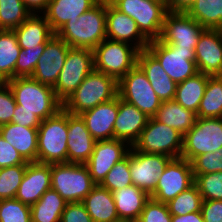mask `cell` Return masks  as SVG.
Masks as SVG:
<instances>
[{"label": "cell", "instance_id": "1", "mask_svg": "<svg viewBox=\"0 0 222 222\" xmlns=\"http://www.w3.org/2000/svg\"><path fill=\"white\" fill-rule=\"evenodd\" d=\"M107 3L98 2L78 19L68 21L55 34L71 48L94 50L106 35Z\"/></svg>", "mask_w": 222, "mask_h": 222}, {"label": "cell", "instance_id": "2", "mask_svg": "<svg viewBox=\"0 0 222 222\" xmlns=\"http://www.w3.org/2000/svg\"><path fill=\"white\" fill-rule=\"evenodd\" d=\"M6 83L14 94L18 110L32 112L43 121L62 109L53 87L39 83L31 76L15 77Z\"/></svg>", "mask_w": 222, "mask_h": 222}, {"label": "cell", "instance_id": "3", "mask_svg": "<svg viewBox=\"0 0 222 222\" xmlns=\"http://www.w3.org/2000/svg\"><path fill=\"white\" fill-rule=\"evenodd\" d=\"M117 96L118 81L112 76L93 70L62 104V108L72 115H80Z\"/></svg>", "mask_w": 222, "mask_h": 222}, {"label": "cell", "instance_id": "4", "mask_svg": "<svg viewBox=\"0 0 222 222\" xmlns=\"http://www.w3.org/2000/svg\"><path fill=\"white\" fill-rule=\"evenodd\" d=\"M68 112L63 108L38 127V162L67 163Z\"/></svg>", "mask_w": 222, "mask_h": 222}, {"label": "cell", "instance_id": "5", "mask_svg": "<svg viewBox=\"0 0 222 222\" xmlns=\"http://www.w3.org/2000/svg\"><path fill=\"white\" fill-rule=\"evenodd\" d=\"M95 185L85 164H51V188L67 203L82 202Z\"/></svg>", "mask_w": 222, "mask_h": 222}, {"label": "cell", "instance_id": "6", "mask_svg": "<svg viewBox=\"0 0 222 222\" xmlns=\"http://www.w3.org/2000/svg\"><path fill=\"white\" fill-rule=\"evenodd\" d=\"M130 44V45H129ZM103 40L94 50V70L119 81L137 65L139 50L132 43Z\"/></svg>", "mask_w": 222, "mask_h": 222}, {"label": "cell", "instance_id": "7", "mask_svg": "<svg viewBox=\"0 0 222 222\" xmlns=\"http://www.w3.org/2000/svg\"><path fill=\"white\" fill-rule=\"evenodd\" d=\"M111 4L131 17L149 41L160 38L168 12L164 0H114Z\"/></svg>", "mask_w": 222, "mask_h": 222}, {"label": "cell", "instance_id": "8", "mask_svg": "<svg viewBox=\"0 0 222 222\" xmlns=\"http://www.w3.org/2000/svg\"><path fill=\"white\" fill-rule=\"evenodd\" d=\"M183 138L178 130L149 118L138 140L133 144L136 151L148 154H163L171 158L181 157Z\"/></svg>", "mask_w": 222, "mask_h": 222}, {"label": "cell", "instance_id": "9", "mask_svg": "<svg viewBox=\"0 0 222 222\" xmlns=\"http://www.w3.org/2000/svg\"><path fill=\"white\" fill-rule=\"evenodd\" d=\"M118 96L136 106L148 118L155 116L161 104L146 74L138 65L118 81Z\"/></svg>", "mask_w": 222, "mask_h": 222}, {"label": "cell", "instance_id": "10", "mask_svg": "<svg viewBox=\"0 0 222 222\" xmlns=\"http://www.w3.org/2000/svg\"><path fill=\"white\" fill-rule=\"evenodd\" d=\"M94 70V53L90 49L70 48L53 87L57 99L63 104Z\"/></svg>", "mask_w": 222, "mask_h": 222}, {"label": "cell", "instance_id": "11", "mask_svg": "<svg viewBox=\"0 0 222 222\" xmlns=\"http://www.w3.org/2000/svg\"><path fill=\"white\" fill-rule=\"evenodd\" d=\"M222 147V118H198L184 135L181 157L192 161L195 157L216 152Z\"/></svg>", "mask_w": 222, "mask_h": 222}, {"label": "cell", "instance_id": "12", "mask_svg": "<svg viewBox=\"0 0 222 222\" xmlns=\"http://www.w3.org/2000/svg\"><path fill=\"white\" fill-rule=\"evenodd\" d=\"M205 30L184 11H168L159 40L176 50L195 51L201 33Z\"/></svg>", "mask_w": 222, "mask_h": 222}, {"label": "cell", "instance_id": "13", "mask_svg": "<svg viewBox=\"0 0 222 222\" xmlns=\"http://www.w3.org/2000/svg\"><path fill=\"white\" fill-rule=\"evenodd\" d=\"M146 49L158 60L166 74L176 83L198 73L195 51L176 50L171 44L152 40Z\"/></svg>", "mask_w": 222, "mask_h": 222}, {"label": "cell", "instance_id": "14", "mask_svg": "<svg viewBox=\"0 0 222 222\" xmlns=\"http://www.w3.org/2000/svg\"><path fill=\"white\" fill-rule=\"evenodd\" d=\"M194 183L191 162L182 157L172 158L157 180L150 197L166 204Z\"/></svg>", "mask_w": 222, "mask_h": 222}, {"label": "cell", "instance_id": "15", "mask_svg": "<svg viewBox=\"0 0 222 222\" xmlns=\"http://www.w3.org/2000/svg\"><path fill=\"white\" fill-rule=\"evenodd\" d=\"M172 158L163 154H148L129 151V168L133 185L145 191L149 196L154 192L157 180Z\"/></svg>", "mask_w": 222, "mask_h": 222}, {"label": "cell", "instance_id": "16", "mask_svg": "<svg viewBox=\"0 0 222 222\" xmlns=\"http://www.w3.org/2000/svg\"><path fill=\"white\" fill-rule=\"evenodd\" d=\"M125 143L118 139L96 141L93 153L85 163L95 184L100 185L114 165L129 153L131 146Z\"/></svg>", "mask_w": 222, "mask_h": 222}, {"label": "cell", "instance_id": "17", "mask_svg": "<svg viewBox=\"0 0 222 222\" xmlns=\"http://www.w3.org/2000/svg\"><path fill=\"white\" fill-rule=\"evenodd\" d=\"M70 48L55 34L46 43L44 52L37 61V66L31 77L39 83L54 87Z\"/></svg>", "mask_w": 222, "mask_h": 222}, {"label": "cell", "instance_id": "18", "mask_svg": "<svg viewBox=\"0 0 222 222\" xmlns=\"http://www.w3.org/2000/svg\"><path fill=\"white\" fill-rule=\"evenodd\" d=\"M198 72L210 76L222 75V30L205 29L195 47Z\"/></svg>", "mask_w": 222, "mask_h": 222}, {"label": "cell", "instance_id": "19", "mask_svg": "<svg viewBox=\"0 0 222 222\" xmlns=\"http://www.w3.org/2000/svg\"><path fill=\"white\" fill-rule=\"evenodd\" d=\"M106 35L107 39L125 43L135 40L136 42L132 45L139 51L146 49L150 43L139 30L137 23L131 17L116 9L111 3H107Z\"/></svg>", "mask_w": 222, "mask_h": 222}, {"label": "cell", "instance_id": "20", "mask_svg": "<svg viewBox=\"0 0 222 222\" xmlns=\"http://www.w3.org/2000/svg\"><path fill=\"white\" fill-rule=\"evenodd\" d=\"M51 188V164L28 162L16 199L32 206Z\"/></svg>", "mask_w": 222, "mask_h": 222}, {"label": "cell", "instance_id": "21", "mask_svg": "<svg viewBox=\"0 0 222 222\" xmlns=\"http://www.w3.org/2000/svg\"><path fill=\"white\" fill-rule=\"evenodd\" d=\"M119 109V96L80 114L87 130L98 140L114 139V124Z\"/></svg>", "mask_w": 222, "mask_h": 222}, {"label": "cell", "instance_id": "22", "mask_svg": "<svg viewBox=\"0 0 222 222\" xmlns=\"http://www.w3.org/2000/svg\"><path fill=\"white\" fill-rule=\"evenodd\" d=\"M95 143L81 116L68 112L67 162L85 164L93 153Z\"/></svg>", "mask_w": 222, "mask_h": 222}, {"label": "cell", "instance_id": "23", "mask_svg": "<svg viewBox=\"0 0 222 222\" xmlns=\"http://www.w3.org/2000/svg\"><path fill=\"white\" fill-rule=\"evenodd\" d=\"M148 119L136 106L119 97V109L114 124V139L123 140L133 146L146 127Z\"/></svg>", "mask_w": 222, "mask_h": 222}, {"label": "cell", "instance_id": "24", "mask_svg": "<svg viewBox=\"0 0 222 222\" xmlns=\"http://www.w3.org/2000/svg\"><path fill=\"white\" fill-rule=\"evenodd\" d=\"M137 65L146 74L161 102L174 99L177 84L166 74L158 60L147 49L139 51Z\"/></svg>", "mask_w": 222, "mask_h": 222}, {"label": "cell", "instance_id": "25", "mask_svg": "<svg viewBox=\"0 0 222 222\" xmlns=\"http://www.w3.org/2000/svg\"><path fill=\"white\" fill-rule=\"evenodd\" d=\"M0 134L27 162H38V128L8 123L0 126Z\"/></svg>", "mask_w": 222, "mask_h": 222}, {"label": "cell", "instance_id": "26", "mask_svg": "<svg viewBox=\"0 0 222 222\" xmlns=\"http://www.w3.org/2000/svg\"><path fill=\"white\" fill-rule=\"evenodd\" d=\"M97 3L96 0H50L43 15L52 31L56 33L68 21L78 19Z\"/></svg>", "mask_w": 222, "mask_h": 222}, {"label": "cell", "instance_id": "27", "mask_svg": "<svg viewBox=\"0 0 222 222\" xmlns=\"http://www.w3.org/2000/svg\"><path fill=\"white\" fill-rule=\"evenodd\" d=\"M86 211L94 222H119L113 193L101 185H95L83 199Z\"/></svg>", "mask_w": 222, "mask_h": 222}, {"label": "cell", "instance_id": "28", "mask_svg": "<svg viewBox=\"0 0 222 222\" xmlns=\"http://www.w3.org/2000/svg\"><path fill=\"white\" fill-rule=\"evenodd\" d=\"M14 32L21 49L40 48L55 35L46 17L37 14H31Z\"/></svg>", "mask_w": 222, "mask_h": 222}, {"label": "cell", "instance_id": "29", "mask_svg": "<svg viewBox=\"0 0 222 222\" xmlns=\"http://www.w3.org/2000/svg\"><path fill=\"white\" fill-rule=\"evenodd\" d=\"M113 193L119 220L137 221L150 196L135 185L124 187Z\"/></svg>", "mask_w": 222, "mask_h": 222}, {"label": "cell", "instance_id": "30", "mask_svg": "<svg viewBox=\"0 0 222 222\" xmlns=\"http://www.w3.org/2000/svg\"><path fill=\"white\" fill-rule=\"evenodd\" d=\"M154 118L185 135L195 124L197 115L177 101H162Z\"/></svg>", "mask_w": 222, "mask_h": 222}, {"label": "cell", "instance_id": "31", "mask_svg": "<svg viewBox=\"0 0 222 222\" xmlns=\"http://www.w3.org/2000/svg\"><path fill=\"white\" fill-rule=\"evenodd\" d=\"M209 76L198 72L195 76L178 83L174 100L185 109L191 110L197 115Z\"/></svg>", "mask_w": 222, "mask_h": 222}, {"label": "cell", "instance_id": "32", "mask_svg": "<svg viewBox=\"0 0 222 222\" xmlns=\"http://www.w3.org/2000/svg\"><path fill=\"white\" fill-rule=\"evenodd\" d=\"M67 202L52 188L30 206L31 222H61Z\"/></svg>", "mask_w": 222, "mask_h": 222}, {"label": "cell", "instance_id": "33", "mask_svg": "<svg viewBox=\"0 0 222 222\" xmlns=\"http://www.w3.org/2000/svg\"><path fill=\"white\" fill-rule=\"evenodd\" d=\"M20 52L14 30L0 29V77L5 82L15 78V65Z\"/></svg>", "mask_w": 222, "mask_h": 222}, {"label": "cell", "instance_id": "34", "mask_svg": "<svg viewBox=\"0 0 222 222\" xmlns=\"http://www.w3.org/2000/svg\"><path fill=\"white\" fill-rule=\"evenodd\" d=\"M185 12L205 29L222 30V0H194Z\"/></svg>", "mask_w": 222, "mask_h": 222}, {"label": "cell", "instance_id": "35", "mask_svg": "<svg viewBox=\"0 0 222 222\" xmlns=\"http://www.w3.org/2000/svg\"><path fill=\"white\" fill-rule=\"evenodd\" d=\"M198 118H222V75L209 76Z\"/></svg>", "mask_w": 222, "mask_h": 222}, {"label": "cell", "instance_id": "36", "mask_svg": "<svg viewBox=\"0 0 222 222\" xmlns=\"http://www.w3.org/2000/svg\"><path fill=\"white\" fill-rule=\"evenodd\" d=\"M202 201L199 189L194 183L166 204L172 216H181L193 212H201Z\"/></svg>", "mask_w": 222, "mask_h": 222}, {"label": "cell", "instance_id": "37", "mask_svg": "<svg viewBox=\"0 0 222 222\" xmlns=\"http://www.w3.org/2000/svg\"><path fill=\"white\" fill-rule=\"evenodd\" d=\"M30 15L22 0H0V29L14 30Z\"/></svg>", "mask_w": 222, "mask_h": 222}, {"label": "cell", "instance_id": "38", "mask_svg": "<svg viewBox=\"0 0 222 222\" xmlns=\"http://www.w3.org/2000/svg\"><path fill=\"white\" fill-rule=\"evenodd\" d=\"M27 165L0 168V200L15 198Z\"/></svg>", "mask_w": 222, "mask_h": 222}, {"label": "cell", "instance_id": "39", "mask_svg": "<svg viewBox=\"0 0 222 222\" xmlns=\"http://www.w3.org/2000/svg\"><path fill=\"white\" fill-rule=\"evenodd\" d=\"M132 184L128 153L124 159L114 165L100 185L114 192Z\"/></svg>", "mask_w": 222, "mask_h": 222}, {"label": "cell", "instance_id": "40", "mask_svg": "<svg viewBox=\"0 0 222 222\" xmlns=\"http://www.w3.org/2000/svg\"><path fill=\"white\" fill-rule=\"evenodd\" d=\"M0 222H31L30 206L16 198L0 200Z\"/></svg>", "mask_w": 222, "mask_h": 222}, {"label": "cell", "instance_id": "41", "mask_svg": "<svg viewBox=\"0 0 222 222\" xmlns=\"http://www.w3.org/2000/svg\"><path fill=\"white\" fill-rule=\"evenodd\" d=\"M195 184L203 200L222 201V172L197 175Z\"/></svg>", "mask_w": 222, "mask_h": 222}, {"label": "cell", "instance_id": "42", "mask_svg": "<svg viewBox=\"0 0 222 222\" xmlns=\"http://www.w3.org/2000/svg\"><path fill=\"white\" fill-rule=\"evenodd\" d=\"M194 178L197 175L222 172V147L216 152H209L195 157L191 161Z\"/></svg>", "mask_w": 222, "mask_h": 222}, {"label": "cell", "instance_id": "43", "mask_svg": "<svg viewBox=\"0 0 222 222\" xmlns=\"http://www.w3.org/2000/svg\"><path fill=\"white\" fill-rule=\"evenodd\" d=\"M45 47L46 43L40 44V48L21 49L15 65V77L31 76Z\"/></svg>", "mask_w": 222, "mask_h": 222}, {"label": "cell", "instance_id": "44", "mask_svg": "<svg viewBox=\"0 0 222 222\" xmlns=\"http://www.w3.org/2000/svg\"><path fill=\"white\" fill-rule=\"evenodd\" d=\"M172 215L165 203L149 198L137 220V222H171Z\"/></svg>", "mask_w": 222, "mask_h": 222}, {"label": "cell", "instance_id": "45", "mask_svg": "<svg viewBox=\"0 0 222 222\" xmlns=\"http://www.w3.org/2000/svg\"><path fill=\"white\" fill-rule=\"evenodd\" d=\"M16 101L14 94L6 83L0 89V126L12 123V117L15 112Z\"/></svg>", "mask_w": 222, "mask_h": 222}, {"label": "cell", "instance_id": "46", "mask_svg": "<svg viewBox=\"0 0 222 222\" xmlns=\"http://www.w3.org/2000/svg\"><path fill=\"white\" fill-rule=\"evenodd\" d=\"M28 162L0 134V168L27 165Z\"/></svg>", "mask_w": 222, "mask_h": 222}, {"label": "cell", "instance_id": "47", "mask_svg": "<svg viewBox=\"0 0 222 222\" xmlns=\"http://www.w3.org/2000/svg\"><path fill=\"white\" fill-rule=\"evenodd\" d=\"M61 222H94L82 202L67 203Z\"/></svg>", "mask_w": 222, "mask_h": 222}, {"label": "cell", "instance_id": "48", "mask_svg": "<svg viewBox=\"0 0 222 222\" xmlns=\"http://www.w3.org/2000/svg\"><path fill=\"white\" fill-rule=\"evenodd\" d=\"M201 212L204 222H222V201L203 200Z\"/></svg>", "mask_w": 222, "mask_h": 222}, {"label": "cell", "instance_id": "49", "mask_svg": "<svg viewBox=\"0 0 222 222\" xmlns=\"http://www.w3.org/2000/svg\"><path fill=\"white\" fill-rule=\"evenodd\" d=\"M42 120L32 112L27 110H18V105L15 107V112L12 117V123L22 127L38 128Z\"/></svg>", "mask_w": 222, "mask_h": 222}, {"label": "cell", "instance_id": "50", "mask_svg": "<svg viewBox=\"0 0 222 222\" xmlns=\"http://www.w3.org/2000/svg\"><path fill=\"white\" fill-rule=\"evenodd\" d=\"M168 11H186L194 0H164Z\"/></svg>", "mask_w": 222, "mask_h": 222}, {"label": "cell", "instance_id": "51", "mask_svg": "<svg viewBox=\"0 0 222 222\" xmlns=\"http://www.w3.org/2000/svg\"><path fill=\"white\" fill-rule=\"evenodd\" d=\"M22 1L24 2L25 7L31 14L40 12V10L45 12L47 9L48 3L50 2V0H22Z\"/></svg>", "mask_w": 222, "mask_h": 222}, {"label": "cell", "instance_id": "52", "mask_svg": "<svg viewBox=\"0 0 222 222\" xmlns=\"http://www.w3.org/2000/svg\"><path fill=\"white\" fill-rule=\"evenodd\" d=\"M171 222H204L202 212H193L181 216H172Z\"/></svg>", "mask_w": 222, "mask_h": 222}, {"label": "cell", "instance_id": "53", "mask_svg": "<svg viewBox=\"0 0 222 222\" xmlns=\"http://www.w3.org/2000/svg\"><path fill=\"white\" fill-rule=\"evenodd\" d=\"M96 1L100 3H112L114 0H96Z\"/></svg>", "mask_w": 222, "mask_h": 222}, {"label": "cell", "instance_id": "54", "mask_svg": "<svg viewBox=\"0 0 222 222\" xmlns=\"http://www.w3.org/2000/svg\"><path fill=\"white\" fill-rule=\"evenodd\" d=\"M6 84V82L0 77V89Z\"/></svg>", "mask_w": 222, "mask_h": 222}, {"label": "cell", "instance_id": "55", "mask_svg": "<svg viewBox=\"0 0 222 222\" xmlns=\"http://www.w3.org/2000/svg\"><path fill=\"white\" fill-rule=\"evenodd\" d=\"M119 222H132V221H124V220H120Z\"/></svg>", "mask_w": 222, "mask_h": 222}]
</instances>
